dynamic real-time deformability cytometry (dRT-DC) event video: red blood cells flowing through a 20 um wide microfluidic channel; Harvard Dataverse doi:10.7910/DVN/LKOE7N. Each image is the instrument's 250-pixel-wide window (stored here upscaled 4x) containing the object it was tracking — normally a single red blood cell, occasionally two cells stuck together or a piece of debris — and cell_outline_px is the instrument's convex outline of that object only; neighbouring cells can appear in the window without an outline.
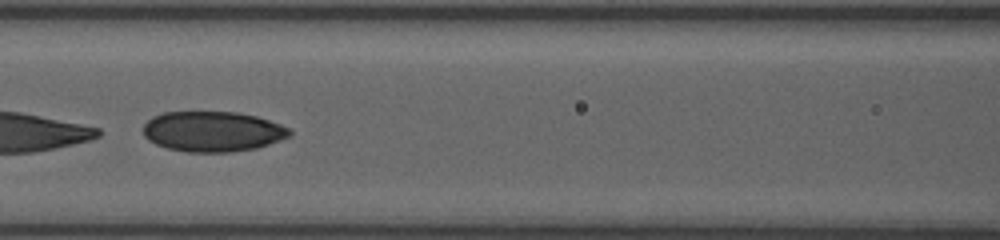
{"species": "human", "species_latin": "Homo sapiens", "temperature_condition": "room temperature", "stored_images_in_passage": 36, "segment_of_instrument_passage": [2, 2], "camera_frame_rate_fps": 3000, "um_per_image_px": 0.085, "donor": {"sex": "female"}, "frame": {"image": 1, "passage_image": 16, "time_ms": 7.0, "image_size_px": [1000, 240], "cell_outline_px": [[292, 136], [256, 148], [232, 152], [184, 152], [168, 148], [156, 144], [148, 140], [144, 136], [144, 124], [152, 116], [164, 112], [236, 112], [256, 116], [280, 124], [288, 128], [292, 132]], "centroid_in_image_um": [18.07, 11.18], "position_along_channel_um": 148.5, "area_um2": 34.45}}
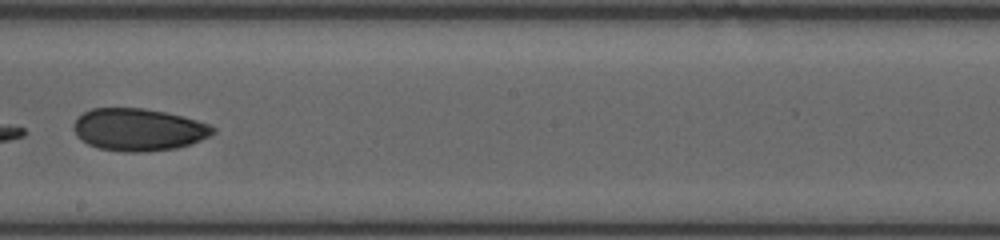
{"frame": {"image": 2, "passage_image": 23, "time_ms": 9.333, "image_size_px": [1000, 240], "cell_outline_px": [[216, 132], [200, 140], [176, 148], [144, 152], [124, 152], [100, 148], [88, 144], [80, 140], [76, 136], [72, 128], [72, 124], [84, 112], [92, 108], [144, 108], [164, 112], [196, 120], [208, 124], [216, 128]], "centroid_in_image_um": [11.73, 11.02], "position_along_channel_um": 236.5, "area_um2": 34.28}}
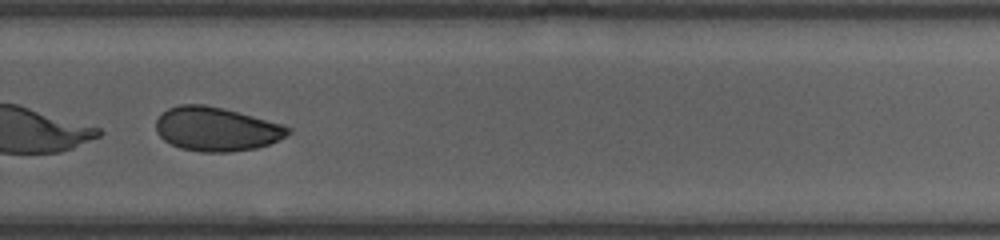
{"frame": {"image": 3, "passage_image": 27, "time_ms": 11.333, "image_size_px": [1000, 240], "cell_outline_px": [[292, 132], [288, 136], [268, 144], [256, 148], [228, 152], [200, 152], [180, 148], [164, 140], [156, 132], [156, 120], [168, 108], [180, 104], [204, 104], [224, 108], [284, 124], [292, 128]], "centroid_in_image_um": [18.43, 10.96], "position_along_channel_um": 311.4, "area_um2": 34.04}}